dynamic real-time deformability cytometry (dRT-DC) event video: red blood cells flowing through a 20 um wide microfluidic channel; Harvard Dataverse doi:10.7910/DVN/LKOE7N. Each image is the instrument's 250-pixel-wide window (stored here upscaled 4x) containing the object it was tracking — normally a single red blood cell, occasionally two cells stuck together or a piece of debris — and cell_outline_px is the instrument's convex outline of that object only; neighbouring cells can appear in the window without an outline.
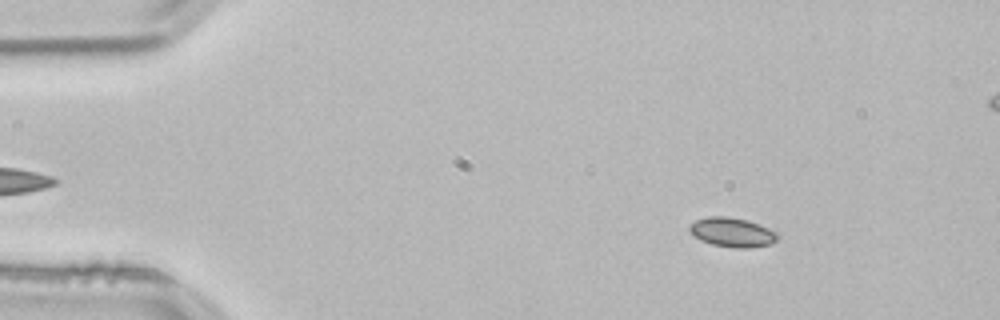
{"species": "common noctule bat (a hibernating species)", "species_latin": "Nyctalus noctula", "temperature_condition": "room temperature", "stored_images_in_passage": 54, "segment_of_instrument_passage": [1, 2], "camera_frame_rate_fps": 3000, "um_per_image_px": 0.085, "animal": {"sex": "male", "body_mass_g": 21.5, "forearm_length_mm": 52.0}, "frame": {"image": 1, "passage_image": 7, "time_ms": 2.0, "image_size_px": [1000, 320], "cell_outline_px": [[780, 236], [772, 244], [748, 248], [736, 248], [712, 244], [700, 240], [688, 228], [688, 224], [696, 220], [708, 216], [728, 216], [748, 220], [768, 228], [776, 232]], "centroid_in_image_um": [62.24, 19.74], "position_along_channel_um": 22.8, "area_um2": 15.09}}
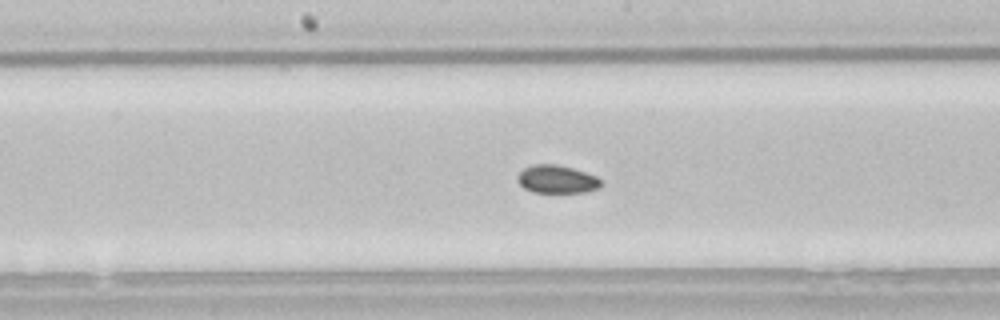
{"frame": {"image": 2, "passage_image": 27, "time_ms": 8.667, "image_size_px": [1000, 320], "cell_outline_px": [[600, 188], [584, 192], [532, 192], [524, 188], [516, 180], [516, 176], [524, 168], [532, 164], [556, 164], [572, 168], [596, 176], [600, 180]], "centroid_in_image_um": [47.29, 15.23], "position_along_channel_um": 200.9, "area_um2": 13.58}}
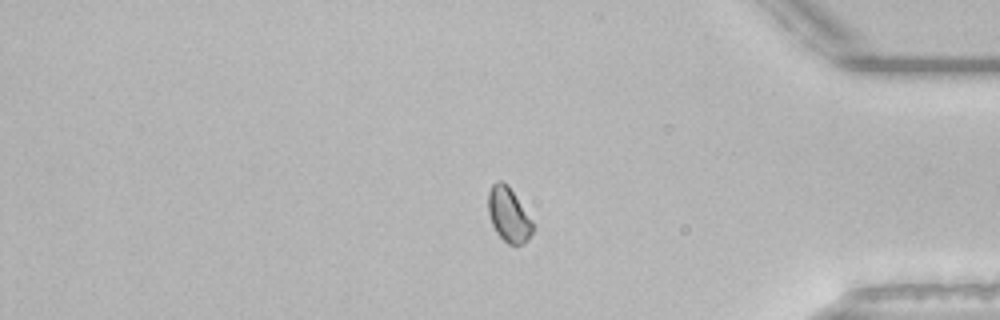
{"frame": {"image": 3, "passage_image": 44, "time_ms": 14.333, "image_size_px": [1000, 320], "cell_outline_px": [[532, 232], [528, 240], [524, 244], [508, 244], [496, 232], [492, 224], [488, 212], [488, 192], [492, 184], [496, 180], [500, 180], [508, 184], [532, 220]], "centroid_in_image_um": [43.22, 18.23], "position_along_channel_um": 392.0, "area_um2": 14.1}}